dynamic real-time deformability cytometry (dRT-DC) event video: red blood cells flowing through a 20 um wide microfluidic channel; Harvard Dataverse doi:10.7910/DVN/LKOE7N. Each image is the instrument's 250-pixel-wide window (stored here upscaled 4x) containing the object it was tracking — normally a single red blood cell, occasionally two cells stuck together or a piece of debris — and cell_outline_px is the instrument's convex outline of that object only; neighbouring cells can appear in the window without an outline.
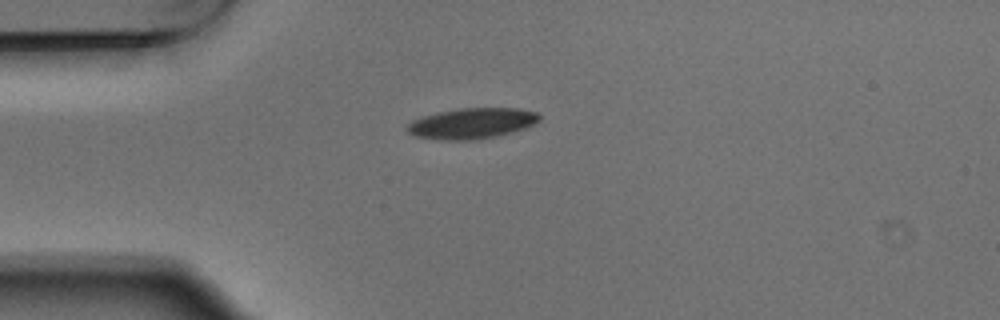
{"species": "Egyptian fruit bat (a non-hibernating species)", "species_latin": "Rousettus aegyptiacus", "temperature_condition": "warm", "stored_images_in_passage": 3, "camera_frame_rate_fps": 3000, "um_per_image_px": 0.085, "animal": {"sex": "male"}, "frame": {"image": 1, "passage_image": 1, "time_ms": 0.0, "image_size_px": [1000, 320], "cell_outline_px": [[540, 120], [524, 128], [512, 132], [496, 136], [468, 140], [448, 140], [416, 136], [408, 132], [404, 128], [412, 120], [420, 116], [436, 112], [456, 108], [520, 108], [536, 112], [540, 116]], "centroid_in_image_um": [40.07, 10.46], "position_along_channel_um": 44.9, "area_um2": 23.64}}
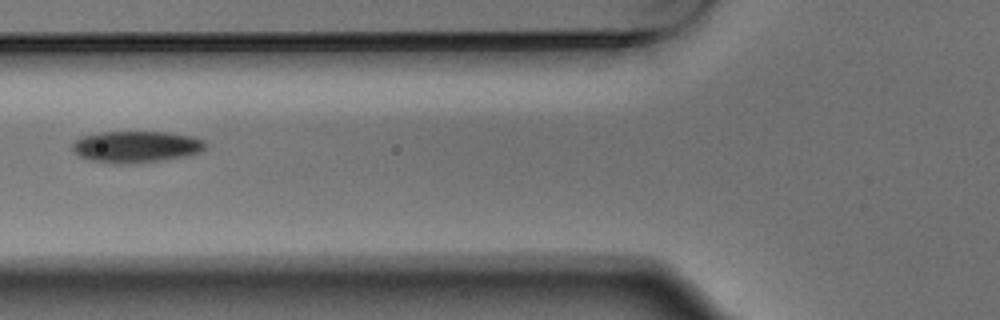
{"frame": {"image": 2, "passage_image": 3, "time_ms": 0.667, "image_size_px": [1000, 320], "cell_outline_px": [[208, 144], [200, 152], [184, 156], [160, 160], [128, 164], [112, 164], [88, 160], [72, 152], [72, 144], [76, 140], [84, 136], [100, 132], [164, 132], [192, 136], [204, 140]], "centroid_in_image_um": [11.55, 12.48], "position_along_channel_um": 114.3, "area_um2": 24.51}}